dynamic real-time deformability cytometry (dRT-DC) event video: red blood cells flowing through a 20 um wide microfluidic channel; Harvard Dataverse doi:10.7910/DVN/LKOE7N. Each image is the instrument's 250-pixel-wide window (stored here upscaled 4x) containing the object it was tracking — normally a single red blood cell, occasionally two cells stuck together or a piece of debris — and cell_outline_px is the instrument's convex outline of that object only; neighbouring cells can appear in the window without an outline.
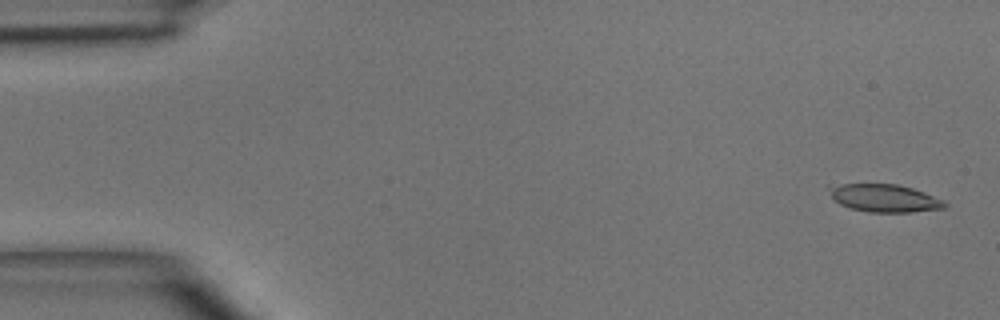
{"species": "common noctule bat (a hibernating species)", "species_latin": "Nyctalus noctula", "temperature_condition": "room temperature", "stored_images_in_passage": 4, "camera_frame_rate_fps": 3000, "um_per_image_px": 0.085, "animal": {"sex": "male", "body_mass_g": 15.6}, "frame": {"image": 1, "passage_image": 1, "time_ms": 0.0, "image_size_px": [1000, 320], "cell_outline_px": [[948, 204], [944, 208], [912, 212], [868, 212], [848, 208], [840, 204], [832, 196], [828, 188], [828, 184], [896, 184], [912, 188], [924, 192], [944, 200]], "centroid_in_image_um": [75.17, 16.84], "position_along_channel_um": 9.8, "area_um2": 18.73}}
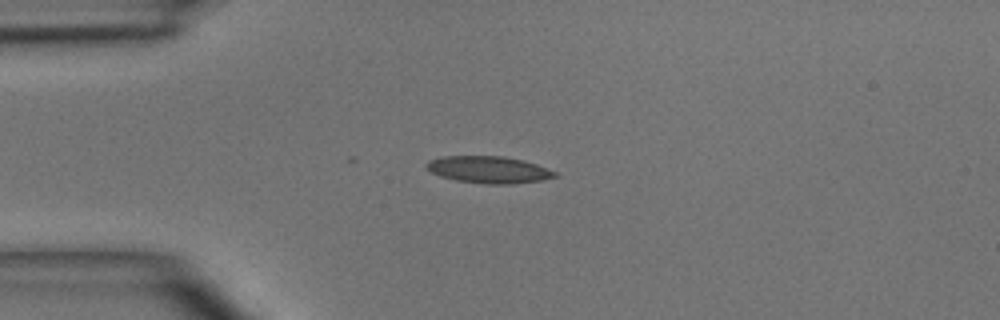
{"frame": {"image": 2, "passage_image": 3, "time_ms": 3.333, "image_size_px": [1000, 320], "cell_outline_px": [[560, 176], [540, 180], [512, 184], [488, 184], [456, 180], [440, 176], [432, 172], [424, 164], [428, 160], [440, 156], [500, 156], [524, 160], [536, 164], [556, 172]], "centroid_in_image_um": [41.53, 14.41], "position_along_channel_um": 43.5, "area_um2": 20.11}}